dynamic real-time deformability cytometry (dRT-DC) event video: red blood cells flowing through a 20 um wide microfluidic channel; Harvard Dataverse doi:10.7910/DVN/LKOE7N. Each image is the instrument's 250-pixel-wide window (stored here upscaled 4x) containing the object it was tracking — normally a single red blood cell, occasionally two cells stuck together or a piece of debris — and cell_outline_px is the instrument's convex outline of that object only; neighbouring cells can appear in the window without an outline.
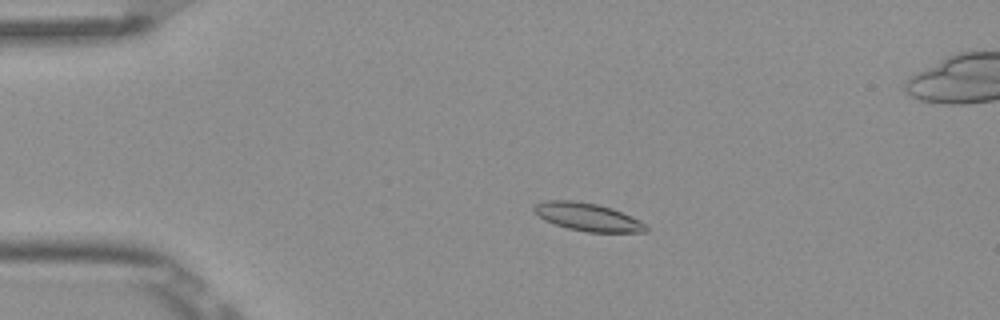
{"species": "Egyptian fruit bat (a non-hibernating species)", "species_latin": "Rousettus aegyptiacus", "temperature_condition": "room temperature", "stored_images_in_passage": 4, "camera_frame_rate_fps": 3000, "um_per_image_px": 0.085, "frame": {"image": 1, "passage_image": 3, "time_ms": 0.667, "image_size_px": [1000, 320], "cell_outline_px": [[648, 228], [644, 232], [588, 232], [568, 228], [544, 220], [532, 208], [536, 204], [544, 200], [572, 200], [596, 204], [612, 208], [640, 220], [648, 224]], "centroid_in_image_um": [49.98, 18.44], "position_along_channel_um": 35.0, "area_um2": 18.09}}